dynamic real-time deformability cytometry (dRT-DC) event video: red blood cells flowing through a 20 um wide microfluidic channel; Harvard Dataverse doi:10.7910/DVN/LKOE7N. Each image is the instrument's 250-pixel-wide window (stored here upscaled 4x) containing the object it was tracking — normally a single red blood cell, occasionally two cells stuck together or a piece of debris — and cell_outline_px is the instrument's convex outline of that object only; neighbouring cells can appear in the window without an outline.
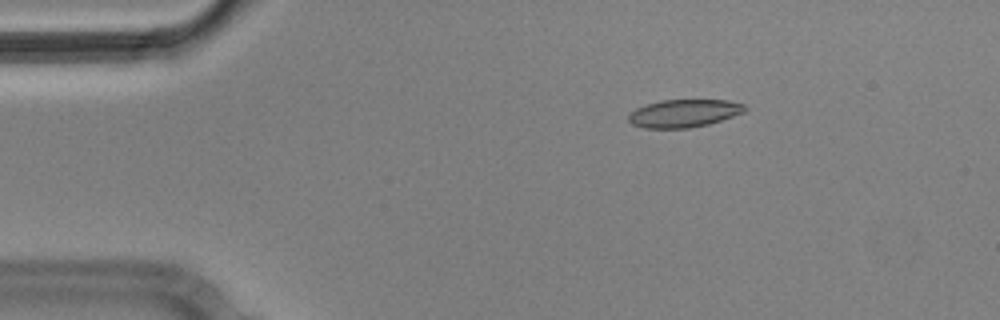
{"species": "Egyptian fruit bat (a non-hibernating species)", "species_latin": "Rousettus aegyptiacus", "temperature_condition": "cold", "stored_images_in_passage": 4, "camera_frame_rate_fps": 3000, "um_per_image_px": 0.085, "animal": {"sex": "male"}, "frame": {"image": 1, "passage_image": 2, "time_ms": 0.333, "image_size_px": [1000, 320], "cell_outline_px": [[748, 108], [744, 112], [708, 124], [688, 128], [644, 128], [632, 124], [628, 120], [628, 116], [636, 108], [660, 100], [728, 100], [744, 104]], "centroid_in_image_um": [58.14, 9.63], "position_along_channel_um": 26.9, "area_um2": 18.73}}